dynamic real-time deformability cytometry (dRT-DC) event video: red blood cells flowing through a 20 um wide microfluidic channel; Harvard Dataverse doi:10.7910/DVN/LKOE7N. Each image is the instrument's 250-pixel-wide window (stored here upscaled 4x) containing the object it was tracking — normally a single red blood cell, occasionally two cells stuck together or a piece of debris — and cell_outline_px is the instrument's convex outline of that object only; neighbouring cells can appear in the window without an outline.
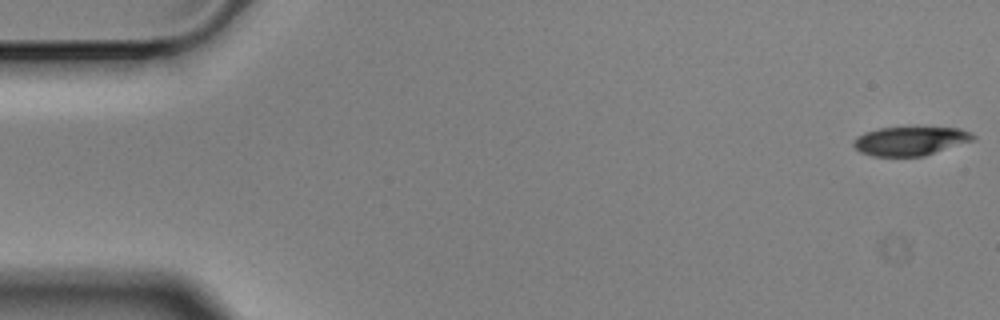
{"species": "Egyptian fruit bat (a non-hibernating species)", "species_latin": "Rousettus aegyptiacus", "temperature_condition": "cold", "stored_images_in_passage": 57, "camera_frame_rate_fps": 3000, "um_per_image_px": 0.085, "animal": {"sex": "male"}, "frame": {"image": 1, "passage_image": 1, "time_ms": 0.0, "image_size_px": [1000, 320], "cell_outline_px": [[976, 140], [924, 156], [872, 156], [860, 152], [852, 144], [852, 140], [856, 136], [864, 132], [880, 128], [916, 124], [960, 128], [976, 136]], "centroid_in_image_um": [77.4, 11.93], "position_along_channel_um": 7.6, "area_um2": 21.27}}
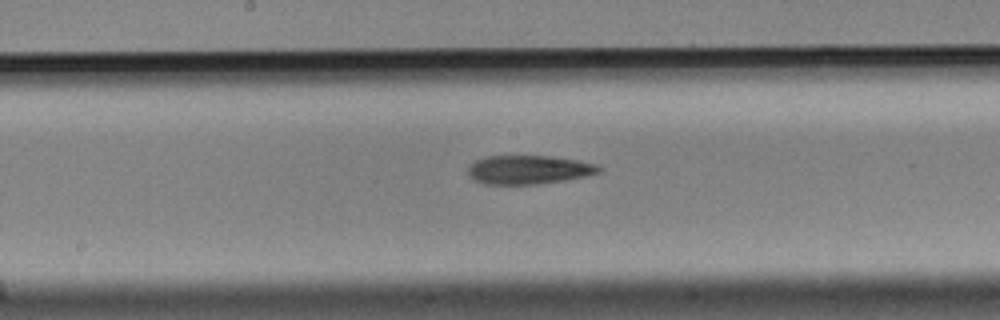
{"frame": {"image": 2, "passage_image": 29, "time_ms": 9.333, "image_size_px": [1000, 320], "cell_outline_px": [[604, 168], [600, 172], [584, 176], [564, 180], [540, 184], [484, 184], [472, 180], [468, 176], [468, 168], [476, 160], [484, 156], [548, 156], [576, 160], [596, 164]], "centroid_in_image_um": [44.91, 14.43], "position_along_channel_um": 203.3, "area_um2": 21.96}}
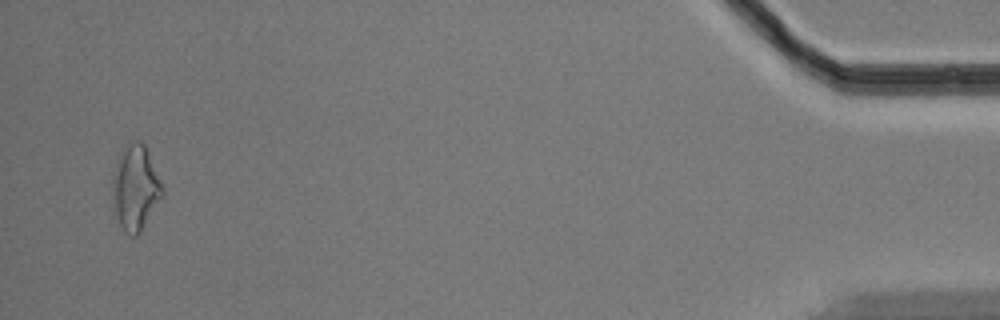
{"frame": {"image": 3, "passage_image": 55, "time_ms": 18.0, "image_size_px": [1000, 320], "cell_outline_px": [[164, 196], [140, 232], [136, 236], [132, 236], [124, 232], [112, 216], [112, 172], [116, 160], [136, 140], [140, 140], [144, 144], [164, 188]], "centroid_in_image_um": [11.48, 16.07], "position_along_channel_um": 423.7, "area_um2": 25.03}, "authors_computed_cell_mechanics": {"area_um2": 22.0796, "velocity_mm_per_s": 3.5155, "shape_relaxation_time_tau1_ms": 7.9694, "shape_relaxation_time_tau2_ms": 7.0537, "deformation_change_tau1": 0.1625, "deformation_change_tau2": 0.1949}}